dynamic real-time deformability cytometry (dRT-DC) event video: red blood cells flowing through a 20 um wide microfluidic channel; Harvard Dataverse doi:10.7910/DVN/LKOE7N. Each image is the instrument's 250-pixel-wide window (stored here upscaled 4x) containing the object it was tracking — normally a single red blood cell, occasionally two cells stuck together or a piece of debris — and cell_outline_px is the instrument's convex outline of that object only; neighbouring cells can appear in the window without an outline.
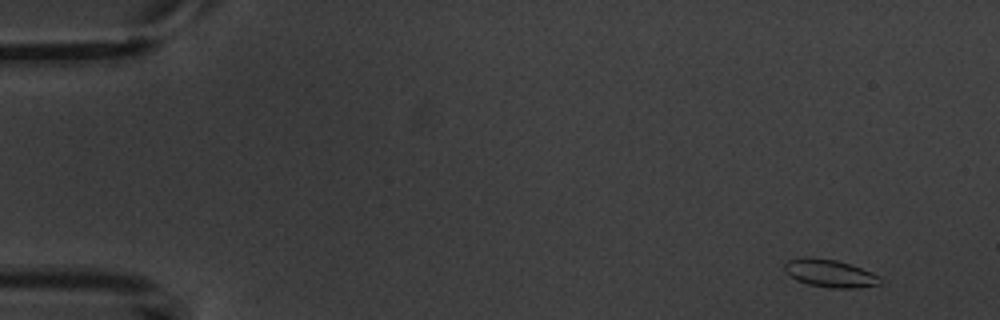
{"species": "common noctule bat (a hibernating species)", "species_latin": "Nyctalus noctula", "temperature_condition": "warm", "stored_images_in_passage": 6, "camera_frame_rate_fps": 3000, "um_per_image_px": 0.085, "animal": {"sex": "male", "body_mass_g": 20.1, "forearm_length_mm": 53.5}, "frame": {"image": 1, "passage_image": 1, "time_ms": 0.0, "image_size_px": [1000, 320], "cell_outline_px": [[880, 284], [856, 288], [832, 288], [808, 284], [796, 280], [784, 272], [784, 264], [788, 260], [804, 256], [808, 256], [836, 260], [872, 272], [880, 276]], "centroid_in_image_um": [70.49, 23.22], "position_along_channel_um": 14.5, "area_um2": 15.49}}